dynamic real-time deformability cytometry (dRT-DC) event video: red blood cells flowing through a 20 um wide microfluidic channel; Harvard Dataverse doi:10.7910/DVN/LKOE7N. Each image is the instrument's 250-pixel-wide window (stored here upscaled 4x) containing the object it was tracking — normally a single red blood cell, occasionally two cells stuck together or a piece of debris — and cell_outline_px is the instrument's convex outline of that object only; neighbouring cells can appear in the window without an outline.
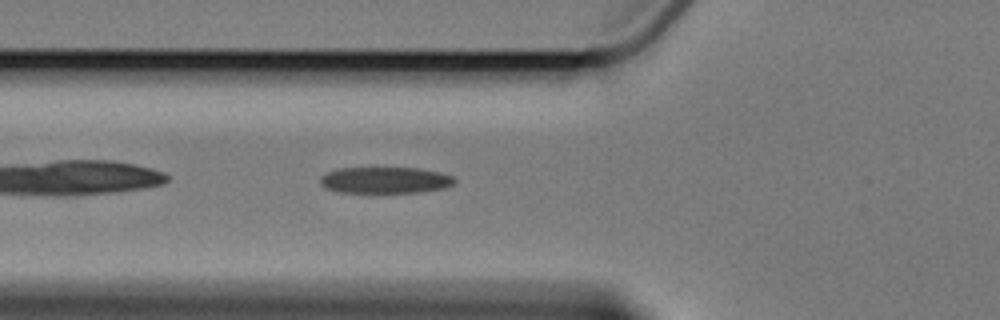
{"species": "Egyptian fruit bat (a non-hibernating species)", "species_latin": "Rousettus aegyptiacus", "temperature_condition": "cold", "stored_images_in_passage": 6, "camera_frame_rate_fps": 3000, "um_per_image_px": 0.085, "animal": {"sex": "female"}, "frame": {"image": 1, "passage_image": 6, "time_ms": 6.667, "image_size_px": [1000, 320], "cell_outline_px": [[456, 184], [444, 188], [420, 192], [336, 192], [324, 188], [320, 184], [320, 176], [336, 168], [416, 168], [440, 172], [452, 176], [456, 180]], "centroid_in_image_um": [32.72, 15.31], "position_along_channel_um": 93.1, "area_um2": 20.75}}